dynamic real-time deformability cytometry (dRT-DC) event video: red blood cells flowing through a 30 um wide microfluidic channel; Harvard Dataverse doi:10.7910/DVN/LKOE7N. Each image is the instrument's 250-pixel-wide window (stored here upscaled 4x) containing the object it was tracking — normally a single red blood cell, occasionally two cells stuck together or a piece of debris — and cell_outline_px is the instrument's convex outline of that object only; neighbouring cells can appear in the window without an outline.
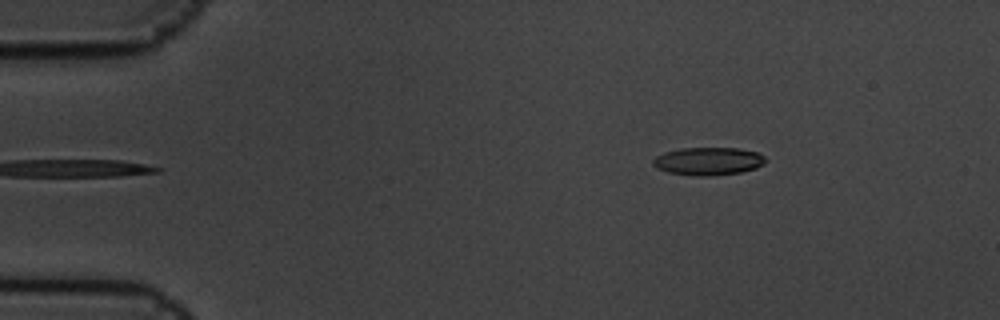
{"species": "common noctule bat (a hibernating species)", "species_latin": "Nyctalus noctula", "temperature_condition": "cold", "stored_images_in_passage": 5, "camera_frame_rate_fps": 3000, "um_per_image_px": 0.085, "animal": {"sex": "male", "body_mass_g": 19.5, "forearm_length_mm": 54.6}, "frame": {"image": 1, "passage_image": 1, "time_ms": 0.0, "image_size_px": [1000, 320], "cell_outline_px": [[768, 160], [764, 164], [756, 168], [740, 172], [708, 176], [696, 176], [668, 172], [656, 168], [652, 164], [652, 160], [656, 156], [664, 152], [680, 148], [736, 148], [756, 152], [764, 156]], "centroid_in_image_um": [60.19, 13.7], "position_along_channel_um": 24.8, "area_um2": 18.32}}
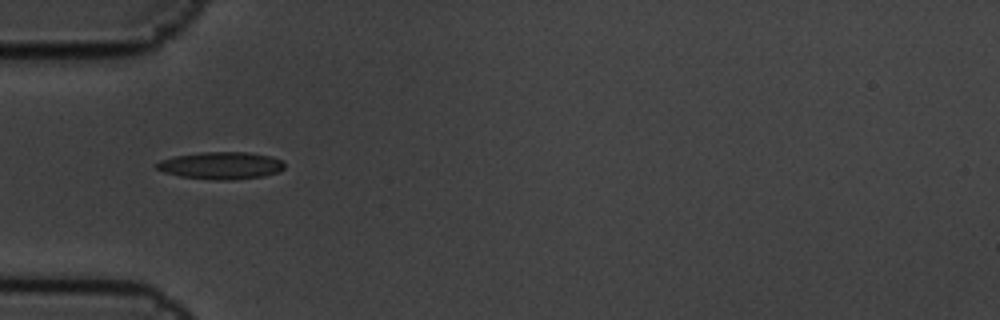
{"frame": {"image": 2, "passage_image": 4, "time_ms": 1.0, "image_size_px": [1000, 320], "cell_outline_px": [[284, 168], [280, 172], [264, 176], [232, 180], [216, 180], [180, 176], [164, 172], [156, 168], [156, 164], [160, 160], [176, 156], [200, 152], [248, 152], [272, 156], [284, 160]], "centroid_in_image_um": [18.84, 14.07], "position_along_channel_um": 66.2, "area_um2": 20.46}}
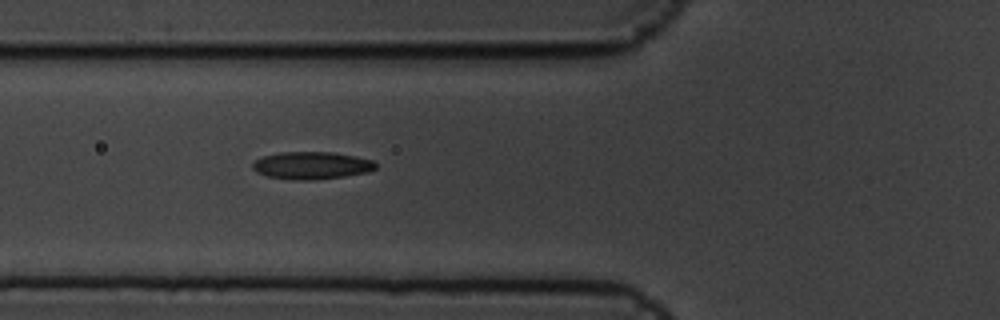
{"frame": {"image": 3, "passage_image": 5, "time_ms": 1.333, "image_size_px": [1000, 320], "cell_outline_px": [[376, 168], [368, 172], [344, 176], [312, 180], [296, 180], [268, 176], [256, 172], [252, 168], [252, 164], [256, 160], [264, 156], [280, 152], [332, 152], [356, 156], [372, 160], [376, 164]], "centroid_in_image_um": [26.49, 14.06], "position_along_channel_um": 99.3, "area_um2": 19.59}}